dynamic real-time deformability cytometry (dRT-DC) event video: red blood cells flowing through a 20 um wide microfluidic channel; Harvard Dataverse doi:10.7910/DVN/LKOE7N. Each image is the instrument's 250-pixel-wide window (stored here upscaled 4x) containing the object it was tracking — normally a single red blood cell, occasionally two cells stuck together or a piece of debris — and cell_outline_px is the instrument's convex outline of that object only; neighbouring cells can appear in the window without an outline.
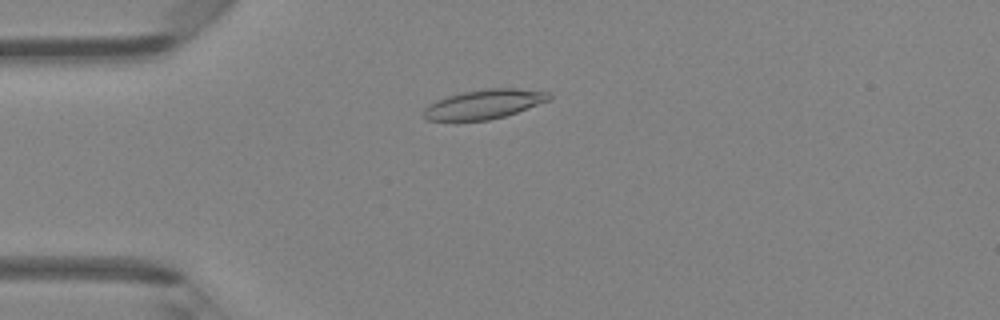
{"species": "Egyptian fruit bat (a non-hibernating species)", "species_latin": "Rousettus aegyptiacus", "temperature_condition": "room temperature", "stored_images_in_passage": 2, "camera_frame_rate_fps": 3000, "um_per_image_px": 0.085, "animal": {"sex": "female"}, "frame": {"image": 1, "passage_image": 2, "time_ms": 0.333, "image_size_px": [1000, 320], "cell_outline_px": [[552, 100], [504, 116], [488, 120], [424, 120], [424, 108], [428, 104], [436, 100], [448, 96], [464, 92], [488, 88], [516, 88], [552, 92]], "centroid_in_image_um": [41.2, 8.84], "position_along_channel_um": 43.8, "area_um2": 21.44}}